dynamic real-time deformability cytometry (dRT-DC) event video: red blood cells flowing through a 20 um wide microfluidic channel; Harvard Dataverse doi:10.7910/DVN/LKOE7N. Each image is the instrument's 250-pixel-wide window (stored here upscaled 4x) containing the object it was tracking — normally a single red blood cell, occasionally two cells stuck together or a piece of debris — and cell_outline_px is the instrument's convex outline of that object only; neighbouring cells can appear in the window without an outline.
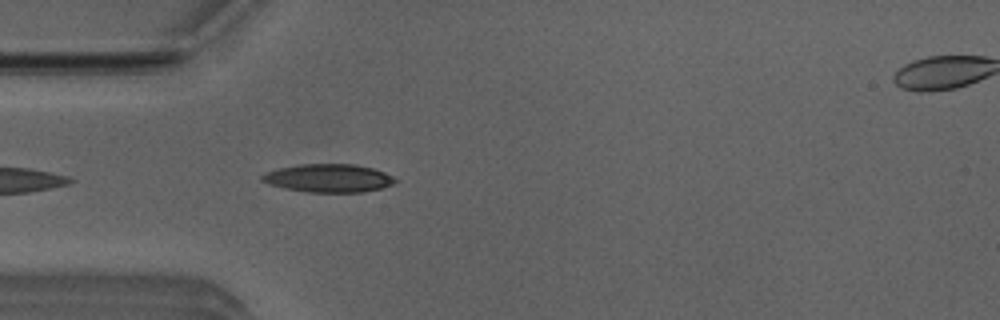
{"species": "Egyptian fruit bat (a non-hibernating species)", "species_latin": "Rousettus aegyptiacus", "temperature_condition": "room temperature", "stored_images_in_passage": 23, "camera_frame_rate_fps": 3000, "um_per_image_px": 0.085, "animal": {"sex": "male"}, "frame": {"image": 1, "passage_image": 4, "time_ms": 1.0, "image_size_px": [1000, 320], "cell_outline_px": [[396, 180], [392, 184], [380, 188], [364, 192], [308, 192], [284, 188], [268, 184], [260, 180], [260, 176], [268, 172], [280, 168], [300, 164], [356, 164], [372, 168], [384, 172], [392, 176]], "centroid_in_image_um": [27.91, 15.14], "position_along_channel_um": 57.1, "area_um2": 21.73}}
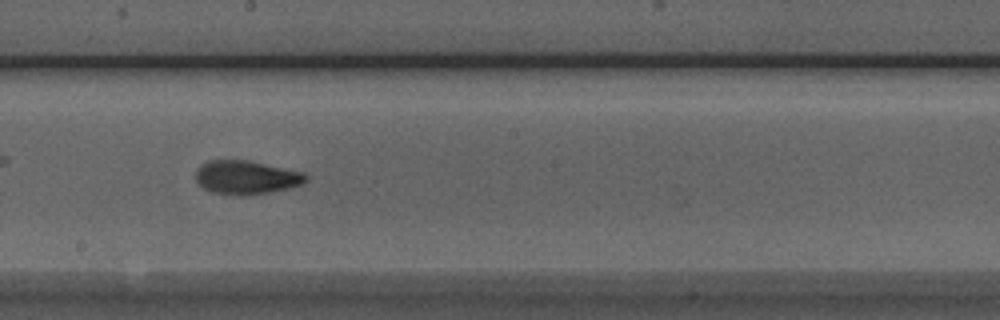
{"frame": {"image": 2, "passage_image": 17, "time_ms": 5.333, "image_size_px": [1000, 320], "cell_outline_px": [[308, 180], [304, 184], [288, 188], [248, 196], [236, 196], [212, 192], [204, 188], [196, 180], [196, 168], [200, 164], [208, 160], [248, 160], [304, 172], [308, 176]], "centroid_in_image_um": [20.94, 15.08], "position_along_channel_um": 227.3, "area_um2": 21.91}}
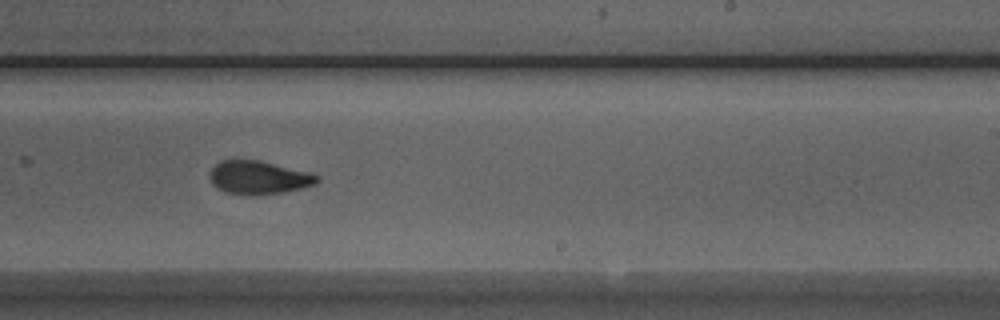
{"frame": {"image": 3, "passage_image": 20, "time_ms": 6.333, "image_size_px": [1000, 320], "cell_outline_px": [[320, 180], [316, 184], [284, 192], [256, 196], [252, 196], [224, 192], [216, 188], [212, 184], [208, 176], [212, 168], [220, 160], [260, 160], [312, 172], [320, 176]], "centroid_in_image_um": [22.0, 15.1], "position_along_channel_um": 267.0, "area_um2": 21.33}}